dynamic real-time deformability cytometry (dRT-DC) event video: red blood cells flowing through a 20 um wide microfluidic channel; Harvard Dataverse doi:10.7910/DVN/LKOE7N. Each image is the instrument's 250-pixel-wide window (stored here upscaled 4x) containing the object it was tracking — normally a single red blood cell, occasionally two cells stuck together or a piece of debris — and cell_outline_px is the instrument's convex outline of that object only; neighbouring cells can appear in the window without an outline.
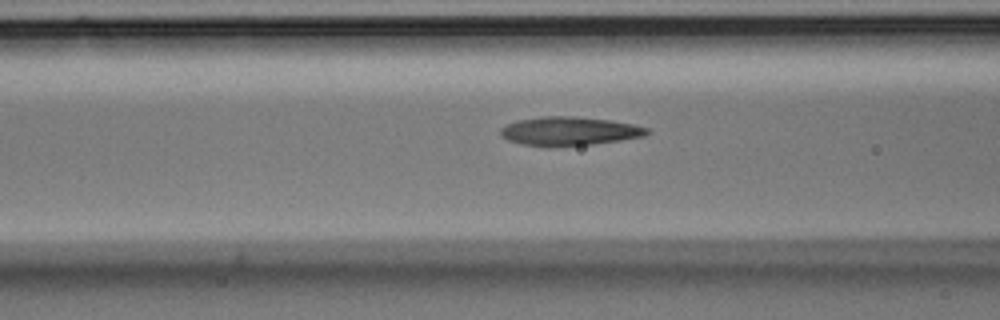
{"species": "Egyptian fruit bat (a non-hibernating species)", "species_latin": "Rousettus aegyptiacus", "temperature_condition": "room temperature", "stored_images_in_passage": 15, "camera_frame_rate_fps": 3000, "um_per_image_px": 0.085, "animal": {"sex": "male"}, "frame": {"image": 1, "passage_image": 9, "time_ms": 2.667, "image_size_px": [1000, 320], "cell_outline_px": [[652, 132], [644, 136], [620, 140], [592, 144], [520, 144], [508, 140], [500, 136], [500, 128], [516, 120], [540, 116], [576, 116], [612, 120], [632, 124], [648, 128]], "centroid_in_image_um": [48.41, 11.1], "position_along_channel_um": 118.2, "area_um2": 23.99}}
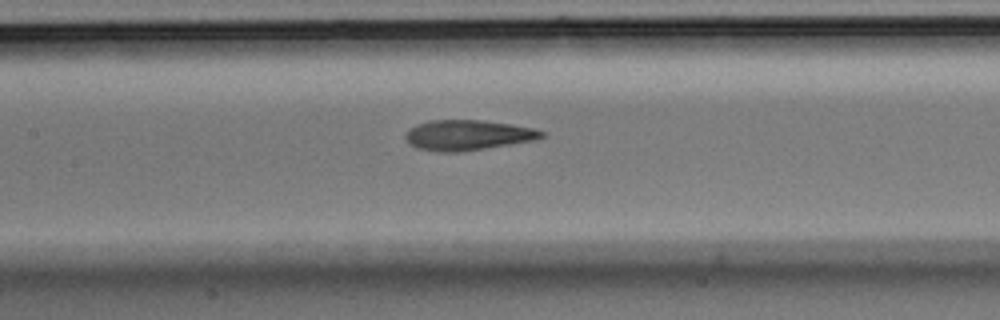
{"frame": {"image": 2, "passage_image": 13, "time_ms": 4.0, "image_size_px": [1000, 320], "cell_outline_px": [[544, 136], [536, 140], [460, 152], [436, 152], [416, 148], [408, 144], [404, 136], [408, 128], [416, 124], [428, 120], [480, 120], [512, 124], [536, 128], [544, 132]], "centroid_in_image_um": [39.72, 11.48], "position_along_channel_um": 167.7, "area_um2": 24.33}}